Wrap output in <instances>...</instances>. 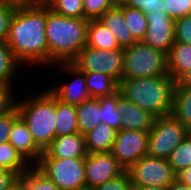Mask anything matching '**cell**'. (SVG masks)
<instances>
[{
  "mask_svg": "<svg viewBox=\"0 0 191 190\" xmlns=\"http://www.w3.org/2000/svg\"><path fill=\"white\" fill-rule=\"evenodd\" d=\"M79 190H96V189H94V188H87V187H85V188H82V189H79Z\"/></svg>",
  "mask_w": 191,
  "mask_h": 190,
  "instance_id": "cell-48",
  "label": "cell"
},
{
  "mask_svg": "<svg viewBox=\"0 0 191 190\" xmlns=\"http://www.w3.org/2000/svg\"><path fill=\"white\" fill-rule=\"evenodd\" d=\"M117 130L107 124L100 123L93 130L85 134L86 150L88 154L110 152Z\"/></svg>",
  "mask_w": 191,
  "mask_h": 190,
  "instance_id": "cell-19",
  "label": "cell"
},
{
  "mask_svg": "<svg viewBox=\"0 0 191 190\" xmlns=\"http://www.w3.org/2000/svg\"><path fill=\"white\" fill-rule=\"evenodd\" d=\"M126 170L110 153H92L85 157V180L87 188H97L122 175Z\"/></svg>",
  "mask_w": 191,
  "mask_h": 190,
  "instance_id": "cell-11",
  "label": "cell"
},
{
  "mask_svg": "<svg viewBox=\"0 0 191 190\" xmlns=\"http://www.w3.org/2000/svg\"><path fill=\"white\" fill-rule=\"evenodd\" d=\"M46 4L18 5L6 43L21 64H48Z\"/></svg>",
  "mask_w": 191,
  "mask_h": 190,
  "instance_id": "cell-1",
  "label": "cell"
},
{
  "mask_svg": "<svg viewBox=\"0 0 191 190\" xmlns=\"http://www.w3.org/2000/svg\"><path fill=\"white\" fill-rule=\"evenodd\" d=\"M19 182L25 190H61L35 165L19 177Z\"/></svg>",
  "mask_w": 191,
  "mask_h": 190,
  "instance_id": "cell-28",
  "label": "cell"
},
{
  "mask_svg": "<svg viewBox=\"0 0 191 190\" xmlns=\"http://www.w3.org/2000/svg\"><path fill=\"white\" fill-rule=\"evenodd\" d=\"M8 142L0 144V168L15 172L19 177L28 170V163Z\"/></svg>",
  "mask_w": 191,
  "mask_h": 190,
  "instance_id": "cell-25",
  "label": "cell"
},
{
  "mask_svg": "<svg viewBox=\"0 0 191 190\" xmlns=\"http://www.w3.org/2000/svg\"><path fill=\"white\" fill-rule=\"evenodd\" d=\"M64 72L75 76V79L70 83H63L59 87L49 89V91L63 103L71 105H79L84 101L91 99L87 90L85 74L78 70L71 63H59Z\"/></svg>",
  "mask_w": 191,
  "mask_h": 190,
  "instance_id": "cell-13",
  "label": "cell"
},
{
  "mask_svg": "<svg viewBox=\"0 0 191 190\" xmlns=\"http://www.w3.org/2000/svg\"><path fill=\"white\" fill-rule=\"evenodd\" d=\"M12 86H0V116L6 115L16 107L15 97H13Z\"/></svg>",
  "mask_w": 191,
  "mask_h": 190,
  "instance_id": "cell-38",
  "label": "cell"
},
{
  "mask_svg": "<svg viewBox=\"0 0 191 190\" xmlns=\"http://www.w3.org/2000/svg\"><path fill=\"white\" fill-rule=\"evenodd\" d=\"M9 143L24 158L38 163L43 150L36 144L28 126L19 116L13 123L10 132Z\"/></svg>",
  "mask_w": 191,
  "mask_h": 190,
  "instance_id": "cell-15",
  "label": "cell"
},
{
  "mask_svg": "<svg viewBox=\"0 0 191 190\" xmlns=\"http://www.w3.org/2000/svg\"><path fill=\"white\" fill-rule=\"evenodd\" d=\"M188 134L189 130L171 114L156 118L149 131L147 155L168 159Z\"/></svg>",
  "mask_w": 191,
  "mask_h": 190,
  "instance_id": "cell-7",
  "label": "cell"
},
{
  "mask_svg": "<svg viewBox=\"0 0 191 190\" xmlns=\"http://www.w3.org/2000/svg\"><path fill=\"white\" fill-rule=\"evenodd\" d=\"M83 73L85 74L86 86L91 98L98 99L118 92L119 83L113 77L96 72Z\"/></svg>",
  "mask_w": 191,
  "mask_h": 190,
  "instance_id": "cell-23",
  "label": "cell"
},
{
  "mask_svg": "<svg viewBox=\"0 0 191 190\" xmlns=\"http://www.w3.org/2000/svg\"><path fill=\"white\" fill-rule=\"evenodd\" d=\"M18 4L0 1V42H6L12 16Z\"/></svg>",
  "mask_w": 191,
  "mask_h": 190,
  "instance_id": "cell-33",
  "label": "cell"
},
{
  "mask_svg": "<svg viewBox=\"0 0 191 190\" xmlns=\"http://www.w3.org/2000/svg\"><path fill=\"white\" fill-rule=\"evenodd\" d=\"M175 42L191 45V15L174 20Z\"/></svg>",
  "mask_w": 191,
  "mask_h": 190,
  "instance_id": "cell-35",
  "label": "cell"
},
{
  "mask_svg": "<svg viewBox=\"0 0 191 190\" xmlns=\"http://www.w3.org/2000/svg\"><path fill=\"white\" fill-rule=\"evenodd\" d=\"M117 3L116 0H83L84 18L99 19Z\"/></svg>",
  "mask_w": 191,
  "mask_h": 190,
  "instance_id": "cell-32",
  "label": "cell"
},
{
  "mask_svg": "<svg viewBox=\"0 0 191 190\" xmlns=\"http://www.w3.org/2000/svg\"><path fill=\"white\" fill-rule=\"evenodd\" d=\"M177 82L181 86L191 87V69L187 71Z\"/></svg>",
  "mask_w": 191,
  "mask_h": 190,
  "instance_id": "cell-42",
  "label": "cell"
},
{
  "mask_svg": "<svg viewBox=\"0 0 191 190\" xmlns=\"http://www.w3.org/2000/svg\"><path fill=\"white\" fill-rule=\"evenodd\" d=\"M118 91L107 97L98 98L101 104V123L119 131L121 129V114L118 108V101L121 97Z\"/></svg>",
  "mask_w": 191,
  "mask_h": 190,
  "instance_id": "cell-27",
  "label": "cell"
},
{
  "mask_svg": "<svg viewBox=\"0 0 191 190\" xmlns=\"http://www.w3.org/2000/svg\"><path fill=\"white\" fill-rule=\"evenodd\" d=\"M133 185L131 183L129 174L125 171L119 177L107 181L103 185L95 188L96 190H132Z\"/></svg>",
  "mask_w": 191,
  "mask_h": 190,
  "instance_id": "cell-39",
  "label": "cell"
},
{
  "mask_svg": "<svg viewBox=\"0 0 191 190\" xmlns=\"http://www.w3.org/2000/svg\"><path fill=\"white\" fill-rule=\"evenodd\" d=\"M134 188L146 186L169 187L176 180V173L167 159L145 155L128 170Z\"/></svg>",
  "mask_w": 191,
  "mask_h": 190,
  "instance_id": "cell-9",
  "label": "cell"
},
{
  "mask_svg": "<svg viewBox=\"0 0 191 190\" xmlns=\"http://www.w3.org/2000/svg\"><path fill=\"white\" fill-rule=\"evenodd\" d=\"M19 183V176L6 169L0 168V190H10Z\"/></svg>",
  "mask_w": 191,
  "mask_h": 190,
  "instance_id": "cell-40",
  "label": "cell"
},
{
  "mask_svg": "<svg viewBox=\"0 0 191 190\" xmlns=\"http://www.w3.org/2000/svg\"><path fill=\"white\" fill-rule=\"evenodd\" d=\"M21 63L6 42H0V86H12L11 80Z\"/></svg>",
  "mask_w": 191,
  "mask_h": 190,
  "instance_id": "cell-26",
  "label": "cell"
},
{
  "mask_svg": "<svg viewBox=\"0 0 191 190\" xmlns=\"http://www.w3.org/2000/svg\"><path fill=\"white\" fill-rule=\"evenodd\" d=\"M56 137L71 135L79 132L76 107L56 99Z\"/></svg>",
  "mask_w": 191,
  "mask_h": 190,
  "instance_id": "cell-24",
  "label": "cell"
},
{
  "mask_svg": "<svg viewBox=\"0 0 191 190\" xmlns=\"http://www.w3.org/2000/svg\"><path fill=\"white\" fill-rule=\"evenodd\" d=\"M41 93L17 101L16 107L36 144L44 151L56 137V97L48 89Z\"/></svg>",
  "mask_w": 191,
  "mask_h": 190,
  "instance_id": "cell-4",
  "label": "cell"
},
{
  "mask_svg": "<svg viewBox=\"0 0 191 190\" xmlns=\"http://www.w3.org/2000/svg\"><path fill=\"white\" fill-rule=\"evenodd\" d=\"M118 3H122L124 0H116Z\"/></svg>",
  "mask_w": 191,
  "mask_h": 190,
  "instance_id": "cell-49",
  "label": "cell"
},
{
  "mask_svg": "<svg viewBox=\"0 0 191 190\" xmlns=\"http://www.w3.org/2000/svg\"><path fill=\"white\" fill-rule=\"evenodd\" d=\"M118 108L121 114V129L149 132L153 128L156 117L123 96L119 98Z\"/></svg>",
  "mask_w": 191,
  "mask_h": 190,
  "instance_id": "cell-16",
  "label": "cell"
},
{
  "mask_svg": "<svg viewBox=\"0 0 191 190\" xmlns=\"http://www.w3.org/2000/svg\"><path fill=\"white\" fill-rule=\"evenodd\" d=\"M167 57V71L172 79L177 82L191 69V45L174 42Z\"/></svg>",
  "mask_w": 191,
  "mask_h": 190,
  "instance_id": "cell-18",
  "label": "cell"
},
{
  "mask_svg": "<svg viewBox=\"0 0 191 190\" xmlns=\"http://www.w3.org/2000/svg\"><path fill=\"white\" fill-rule=\"evenodd\" d=\"M35 166L61 190L86 187L85 158H40Z\"/></svg>",
  "mask_w": 191,
  "mask_h": 190,
  "instance_id": "cell-6",
  "label": "cell"
},
{
  "mask_svg": "<svg viewBox=\"0 0 191 190\" xmlns=\"http://www.w3.org/2000/svg\"><path fill=\"white\" fill-rule=\"evenodd\" d=\"M176 180L179 182L191 186V166L180 170L176 173Z\"/></svg>",
  "mask_w": 191,
  "mask_h": 190,
  "instance_id": "cell-41",
  "label": "cell"
},
{
  "mask_svg": "<svg viewBox=\"0 0 191 190\" xmlns=\"http://www.w3.org/2000/svg\"><path fill=\"white\" fill-rule=\"evenodd\" d=\"M140 190H168V187H160V186H146L139 188Z\"/></svg>",
  "mask_w": 191,
  "mask_h": 190,
  "instance_id": "cell-44",
  "label": "cell"
},
{
  "mask_svg": "<svg viewBox=\"0 0 191 190\" xmlns=\"http://www.w3.org/2000/svg\"><path fill=\"white\" fill-rule=\"evenodd\" d=\"M49 0H27V5L31 4H46Z\"/></svg>",
  "mask_w": 191,
  "mask_h": 190,
  "instance_id": "cell-46",
  "label": "cell"
},
{
  "mask_svg": "<svg viewBox=\"0 0 191 190\" xmlns=\"http://www.w3.org/2000/svg\"><path fill=\"white\" fill-rule=\"evenodd\" d=\"M46 5L58 15L84 18L83 0H49Z\"/></svg>",
  "mask_w": 191,
  "mask_h": 190,
  "instance_id": "cell-31",
  "label": "cell"
},
{
  "mask_svg": "<svg viewBox=\"0 0 191 190\" xmlns=\"http://www.w3.org/2000/svg\"><path fill=\"white\" fill-rule=\"evenodd\" d=\"M86 46L101 50L121 48L113 33L99 19H89Z\"/></svg>",
  "mask_w": 191,
  "mask_h": 190,
  "instance_id": "cell-20",
  "label": "cell"
},
{
  "mask_svg": "<svg viewBox=\"0 0 191 190\" xmlns=\"http://www.w3.org/2000/svg\"><path fill=\"white\" fill-rule=\"evenodd\" d=\"M71 64L81 72L103 73L119 83L123 78L124 48L101 50L85 46Z\"/></svg>",
  "mask_w": 191,
  "mask_h": 190,
  "instance_id": "cell-8",
  "label": "cell"
},
{
  "mask_svg": "<svg viewBox=\"0 0 191 190\" xmlns=\"http://www.w3.org/2000/svg\"><path fill=\"white\" fill-rule=\"evenodd\" d=\"M169 75L167 57L164 52L154 49L142 41L124 48L122 79L148 78Z\"/></svg>",
  "mask_w": 191,
  "mask_h": 190,
  "instance_id": "cell-5",
  "label": "cell"
},
{
  "mask_svg": "<svg viewBox=\"0 0 191 190\" xmlns=\"http://www.w3.org/2000/svg\"><path fill=\"white\" fill-rule=\"evenodd\" d=\"M99 20L113 33L121 48H127L137 42L125 23L123 3H117L107 10Z\"/></svg>",
  "mask_w": 191,
  "mask_h": 190,
  "instance_id": "cell-17",
  "label": "cell"
},
{
  "mask_svg": "<svg viewBox=\"0 0 191 190\" xmlns=\"http://www.w3.org/2000/svg\"><path fill=\"white\" fill-rule=\"evenodd\" d=\"M175 83L170 75L122 79L118 91L133 104L159 118L171 114Z\"/></svg>",
  "mask_w": 191,
  "mask_h": 190,
  "instance_id": "cell-3",
  "label": "cell"
},
{
  "mask_svg": "<svg viewBox=\"0 0 191 190\" xmlns=\"http://www.w3.org/2000/svg\"><path fill=\"white\" fill-rule=\"evenodd\" d=\"M148 131L120 129L117 131L110 153L128 170L140 158L147 155Z\"/></svg>",
  "mask_w": 191,
  "mask_h": 190,
  "instance_id": "cell-10",
  "label": "cell"
},
{
  "mask_svg": "<svg viewBox=\"0 0 191 190\" xmlns=\"http://www.w3.org/2000/svg\"><path fill=\"white\" fill-rule=\"evenodd\" d=\"M168 190H191V186L183 184L178 180H175L169 187Z\"/></svg>",
  "mask_w": 191,
  "mask_h": 190,
  "instance_id": "cell-43",
  "label": "cell"
},
{
  "mask_svg": "<svg viewBox=\"0 0 191 190\" xmlns=\"http://www.w3.org/2000/svg\"><path fill=\"white\" fill-rule=\"evenodd\" d=\"M123 13L129 31L137 41H142L148 27L146 15L139 9L130 8L124 4Z\"/></svg>",
  "mask_w": 191,
  "mask_h": 190,
  "instance_id": "cell-29",
  "label": "cell"
},
{
  "mask_svg": "<svg viewBox=\"0 0 191 190\" xmlns=\"http://www.w3.org/2000/svg\"><path fill=\"white\" fill-rule=\"evenodd\" d=\"M164 9L173 19L191 15V0H163Z\"/></svg>",
  "mask_w": 191,
  "mask_h": 190,
  "instance_id": "cell-34",
  "label": "cell"
},
{
  "mask_svg": "<svg viewBox=\"0 0 191 190\" xmlns=\"http://www.w3.org/2000/svg\"><path fill=\"white\" fill-rule=\"evenodd\" d=\"M175 173L191 166V134L174 149L167 159Z\"/></svg>",
  "mask_w": 191,
  "mask_h": 190,
  "instance_id": "cell-30",
  "label": "cell"
},
{
  "mask_svg": "<svg viewBox=\"0 0 191 190\" xmlns=\"http://www.w3.org/2000/svg\"><path fill=\"white\" fill-rule=\"evenodd\" d=\"M145 15L148 27L142 42L167 55L175 42L174 20L166 11L163 13L149 12Z\"/></svg>",
  "mask_w": 191,
  "mask_h": 190,
  "instance_id": "cell-12",
  "label": "cell"
},
{
  "mask_svg": "<svg viewBox=\"0 0 191 190\" xmlns=\"http://www.w3.org/2000/svg\"><path fill=\"white\" fill-rule=\"evenodd\" d=\"M10 190H25L24 187L21 185L19 182L17 185H15L12 189Z\"/></svg>",
  "mask_w": 191,
  "mask_h": 190,
  "instance_id": "cell-47",
  "label": "cell"
},
{
  "mask_svg": "<svg viewBox=\"0 0 191 190\" xmlns=\"http://www.w3.org/2000/svg\"><path fill=\"white\" fill-rule=\"evenodd\" d=\"M75 107L80 134H87L101 123V104L99 99L91 98Z\"/></svg>",
  "mask_w": 191,
  "mask_h": 190,
  "instance_id": "cell-21",
  "label": "cell"
},
{
  "mask_svg": "<svg viewBox=\"0 0 191 190\" xmlns=\"http://www.w3.org/2000/svg\"><path fill=\"white\" fill-rule=\"evenodd\" d=\"M87 155L85 135L77 132L71 135L55 137L43 151L40 158H85Z\"/></svg>",
  "mask_w": 191,
  "mask_h": 190,
  "instance_id": "cell-14",
  "label": "cell"
},
{
  "mask_svg": "<svg viewBox=\"0 0 191 190\" xmlns=\"http://www.w3.org/2000/svg\"><path fill=\"white\" fill-rule=\"evenodd\" d=\"M2 2H12L18 5H27V0H0Z\"/></svg>",
  "mask_w": 191,
  "mask_h": 190,
  "instance_id": "cell-45",
  "label": "cell"
},
{
  "mask_svg": "<svg viewBox=\"0 0 191 190\" xmlns=\"http://www.w3.org/2000/svg\"><path fill=\"white\" fill-rule=\"evenodd\" d=\"M88 24L87 18L61 16L46 5L48 64L71 63L86 46Z\"/></svg>",
  "mask_w": 191,
  "mask_h": 190,
  "instance_id": "cell-2",
  "label": "cell"
},
{
  "mask_svg": "<svg viewBox=\"0 0 191 190\" xmlns=\"http://www.w3.org/2000/svg\"><path fill=\"white\" fill-rule=\"evenodd\" d=\"M19 117L17 107L6 115L0 116V144L9 141L14 121Z\"/></svg>",
  "mask_w": 191,
  "mask_h": 190,
  "instance_id": "cell-37",
  "label": "cell"
},
{
  "mask_svg": "<svg viewBox=\"0 0 191 190\" xmlns=\"http://www.w3.org/2000/svg\"><path fill=\"white\" fill-rule=\"evenodd\" d=\"M122 3L130 8L139 9L144 14L165 11L163 0H124Z\"/></svg>",
  "mask_w": 191,
  "mask_h": 190,
  "instance_id": "cell-36",
  "label": "cell"
},
{
  "mask_svg": "<svg viewBox=\"0 0 191 190\" xmlns=\"http://www.w3.org/2000/svg\"><path fill=\"white\" fill-rule=\"evenodd\" d=\"M171 115L191 130V87L175 83Z\"/></svg>",
  "mask_w": 191,
  "mask_h": 190,
  "instance_id": "cell-22",
  "label": "cell"
}]
</instances>
